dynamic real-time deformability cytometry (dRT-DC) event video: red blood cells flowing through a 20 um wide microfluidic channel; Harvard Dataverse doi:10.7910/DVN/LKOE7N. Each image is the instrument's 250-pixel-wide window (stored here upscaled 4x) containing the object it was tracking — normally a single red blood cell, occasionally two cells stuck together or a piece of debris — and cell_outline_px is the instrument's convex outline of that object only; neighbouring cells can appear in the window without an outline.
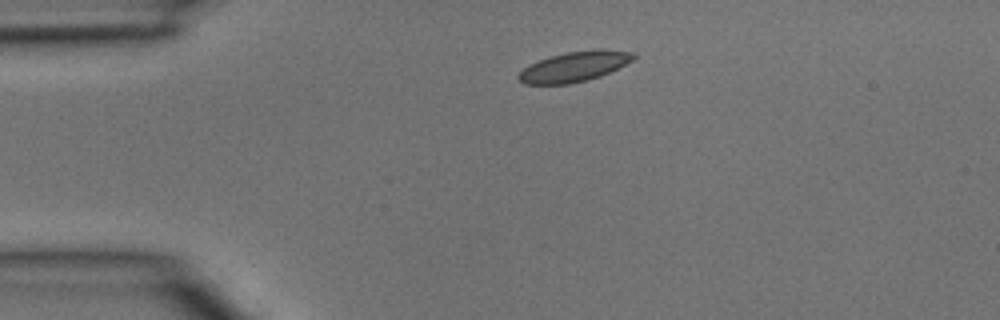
{"species": "common noctule bat (a hibernating species)", "species_latin": "Nyctalus noctula", "temperature_condition": "room temperature", "stored_images_in_passage": 3, "camera_frame_rate_fps": 3000, "um_per_image_px": 0.085, "animal": {"sex": "male", "body_mass_g": 15.6}, "frame": {"image": 1, "passage_image": 1, "time_ms": 0.0, "image_size_px": [1000, 320], "cell_outline_px": [[636, 56], [632, 60], [600, 76], [588, 80], [568, 84], [524, 84], [516, 76], [528, 64], [552, 56], [568, 52], [632, 52]], "centroid_in_image_um": [48.69, 5.72], "position_along_channel_um": 36.3, "area_um2": 19.02}}